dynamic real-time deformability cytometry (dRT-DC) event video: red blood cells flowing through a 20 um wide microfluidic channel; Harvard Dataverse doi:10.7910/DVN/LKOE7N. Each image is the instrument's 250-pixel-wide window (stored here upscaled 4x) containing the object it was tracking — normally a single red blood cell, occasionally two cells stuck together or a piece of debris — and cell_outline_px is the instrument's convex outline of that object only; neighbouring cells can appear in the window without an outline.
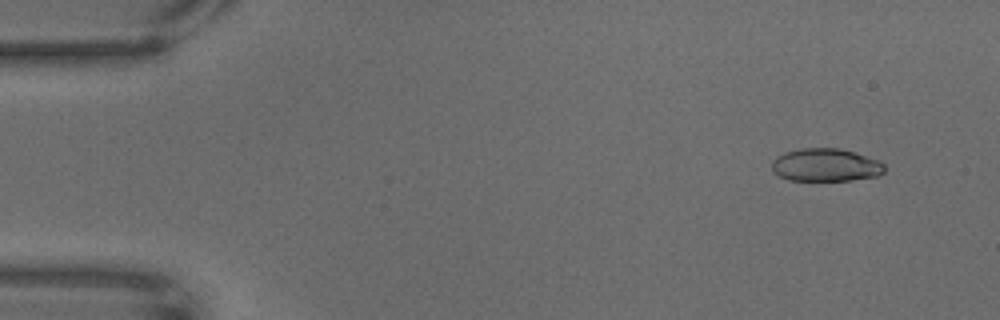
{"species": "common noctule bat (a hibernating species)", "species_latin": "Nyctalus noctula", "temperature_condition": "warm", "stored_images_in_passage": 68, "camera_frame_rate_fps": 3000, "um_per_image_px": 0.085, "animal": {"sex": "male", "body_mass_g": 18.8}, "frame": {"image": 1, "passage_image": 6, "time_ms": 1.667, "image_size_px": [1000, 320], "cell_outline_px": [[884, 172], [880, 176], [852, 180], [788, 180], [772, 172], [772, 160], [776, 156], [784, 152], [800, 148], [840, 148], [876, 160], [884, 164]], "centroid_in_image_um": [70.14, 14.03], "position_along_channel_um": 14.9, "area_um2": 21.62}}
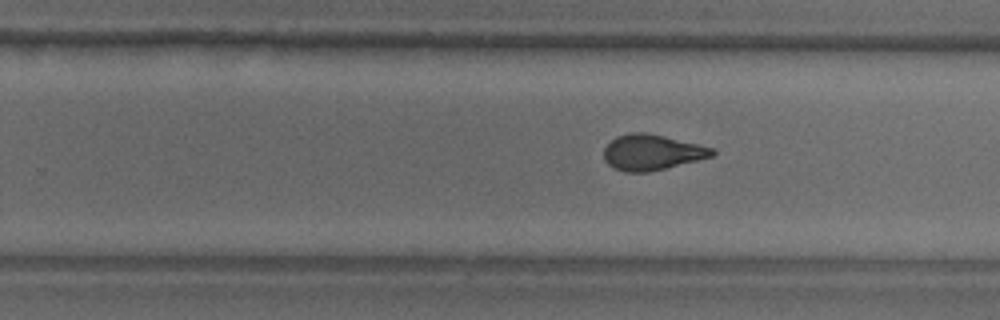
{"frame": {"image": 2, "passage_image": 43, "time_ms": 14.0, "image_size_px": [1000, 320], "cell_outline_px": [[716, 152], [712, 156], [648, 172], [624, 172], [608, 164], [604, 160], [604, 148], [616, 136], [632, 132], [644, 132], [664, 136], [716, 148]], "centroid_in_image_um": [55.4, 12.94], "position_along_channel_um": 274.4, "area_um2": 22.25}}
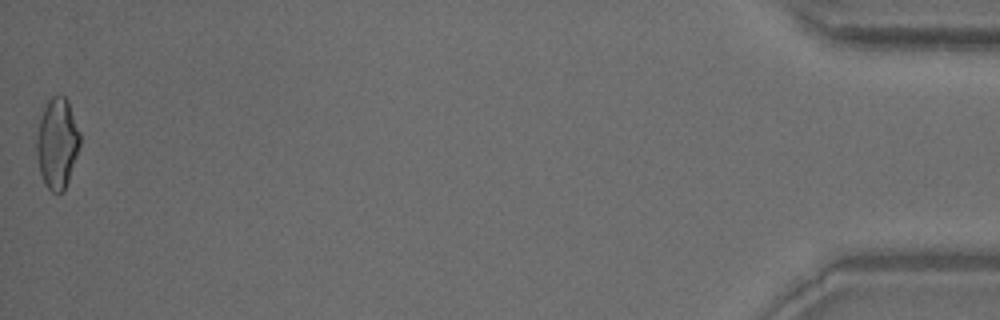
{"frame": {"image": 3, "passage_image": 68, "time_ms": 22.333, "image_size_px": [1000, 320], "cell_outline_px": [[80, 144], [64, 192], [52, 192], [44, 184], [40, 172], [36, 156], [36, 140], [40, 116], [48, 100], [52, 96], [60, 92], [68, 100], [80, 132]], "centroid_in_image_um": [4.85, 12.14], "position_along_channel_um": 430.4, "area_um2": 23.0}}